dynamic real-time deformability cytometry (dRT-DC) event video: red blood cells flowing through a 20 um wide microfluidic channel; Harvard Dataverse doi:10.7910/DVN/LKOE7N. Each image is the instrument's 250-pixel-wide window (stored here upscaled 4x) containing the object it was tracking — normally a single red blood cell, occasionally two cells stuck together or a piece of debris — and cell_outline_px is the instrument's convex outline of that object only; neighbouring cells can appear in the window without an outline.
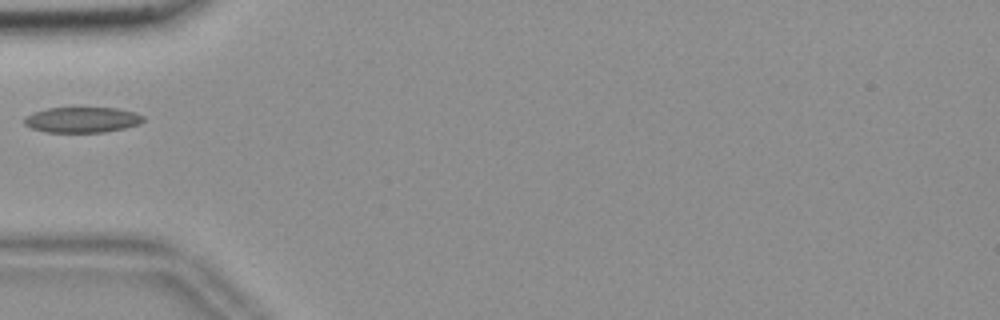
{"species": "common noctule bat (a hibernating species)", "species_latin": "Nyctalus noctula", "temperature_condition": "room temperature", "stored_images_in_passage": 38, "camera_frame_rate_fps": 3000, "um_per_image_px": 0.085, "animal": {"sex": "female", "body_mass_g": 18.4}, "frame": {"image": 1, "passage_image": 1, "time_ms": 0.0, "image_size_px": [1000, 320], "cell_outline_px": [[144, 120], [140, 124], [124, 128], [104, 132], [44, 132], [32, 128], [24, 124], [24, 120], [28, 116], [36, 112], [48, 108], [116, 108], [136, 112], [144, 116]], "centroid_in_image_um": [7.03, 10.19], "position_along_channel_um": 78.0, "area_um2": 17.57}}
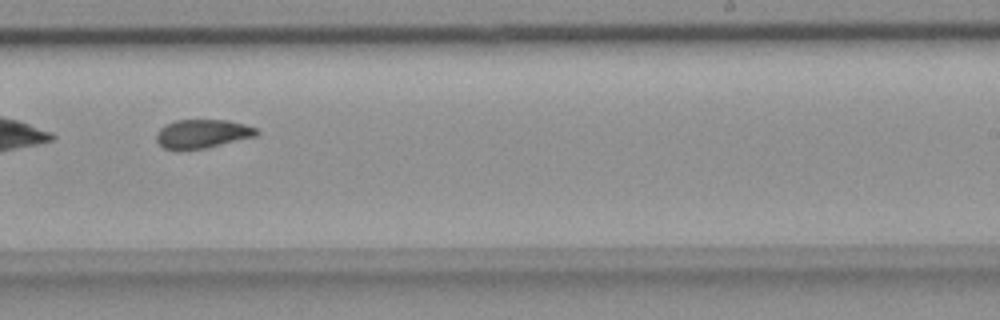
{"frame": {"image": 2, "passage_image": 17, "time_ms": 5.333, "image_size_px": [1000, 320], "cell_outline_px": [[260, 132], [256, 136], [204, 148], [164, 148], [156, 140], [156, 132], [160, 128], [176, 120], [228, 120], [244, 124], [256, 128]], "centroid_in_image_um": [17.23, 11.34], "position_along_channel_um": 271.8, "area_um2": 16.36}}
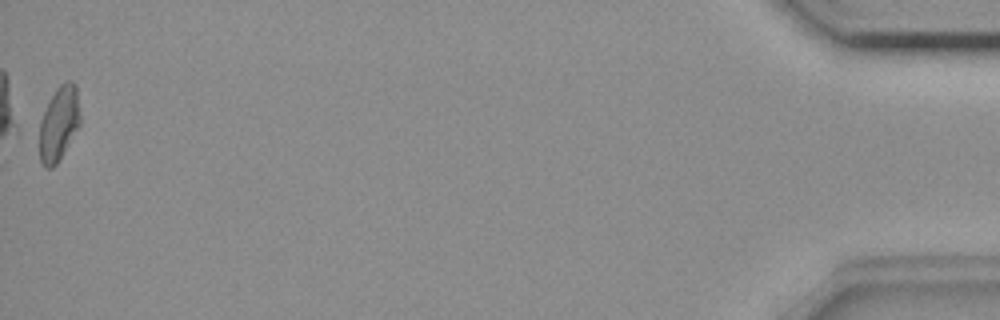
{"frame": {"image": 3, "passage_image": 38, "time_ms": 12.333, "image_size_px": [1000, 320], "cell_outline_px": [[80, 124], [56, 164], [52, 168], [44, 168], [40, 160], [40, 120], [56, 88], [64, 80], [72, 80], [76, 84], [80, 112]], "centroid_in_image_um": [5.02, 10.46], "position_along_channel_um": 430.2, "area_um2": 17.51}}